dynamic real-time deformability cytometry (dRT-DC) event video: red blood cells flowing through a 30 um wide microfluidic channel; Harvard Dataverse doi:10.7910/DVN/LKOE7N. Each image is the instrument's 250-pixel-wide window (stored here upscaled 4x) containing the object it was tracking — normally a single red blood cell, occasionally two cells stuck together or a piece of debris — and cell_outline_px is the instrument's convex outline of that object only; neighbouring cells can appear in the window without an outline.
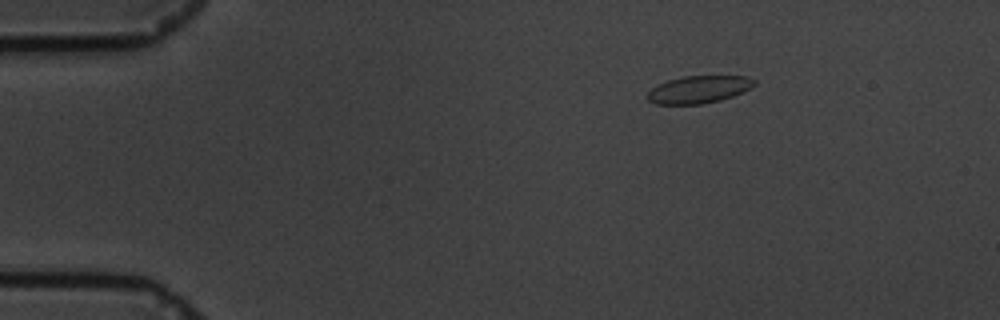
{"species": "common noctule bat (a hibernating species)", "species_latin": "Nyctalus noctula", "temperature_condition": "cold", "stored_images_in_passage": 52, "camera_frame_rate_fps": 3000, "um_per_image_px": 0.085, "animal": {"sex": "male", "body_mass_g": 19.5, "forearm_length_mm": 54.6}, "frame": {"image": 1, "passage_image": 1, "time_ms": 0.0, "image_size_px": [1000, 320], "cell_outline_px": [[756, 84], [732, 96], [720, 100], [704, 104], [656, 104], [648, 100], [648, 92], [652, 88], [668, 80], [684, 76], [748, 76], [756, 80]], "centroid_in_image_um": [59.4, 7.6], "position_along_channel_um": 25.6, "area_um2": 16.88}}
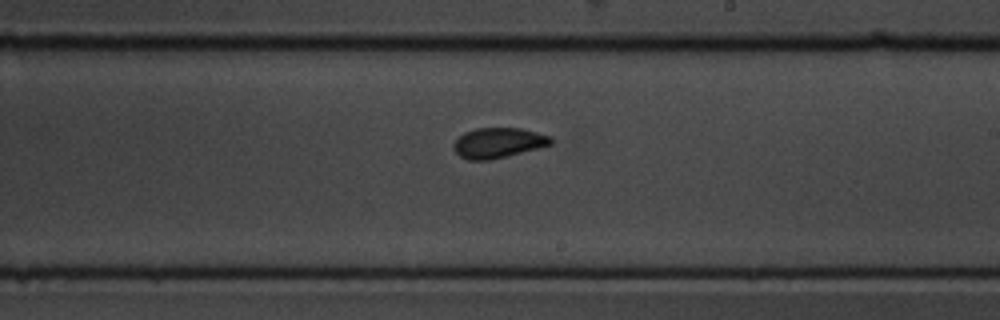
{"frame": {"image": 2, "passage_image": 27, "time_ms": 8.667, "image_size_px": [1000, 320], "cell_outline_px": [[552, 144], [492, 160], [468, 160], [460, 156], [452, 148], [452, 144], [464, 132], [476, 128], [520, 128], [552, 136]], "centroid_in_image_um": [42.33, 12.14], "position_along_channel_um": 246.7, "area_um2": 17.11}}
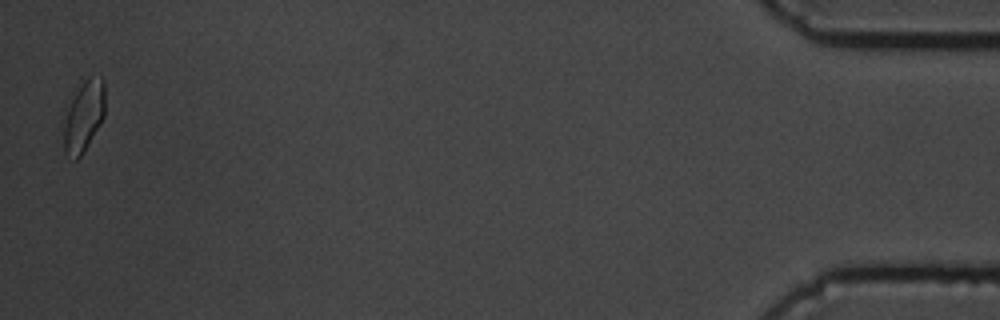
{"frame": {"image": 3, "passage_image": 51, "time_ms": 16.667, "image_size_px": [1000, 320], "cell_outline_px": [[104, 116], [100, 124], [80, 156], [76, 160], [64, 152], [64, 124], [72, 100], [76, 92], [84, 80], [88, 76], [104, 76]], "centroid_in_image_um": [7.15, 9.84], "position_along_channel_um": 428.0, "area_um2": 16.53}, "authors_computed_cell_mechanics": {"area_um2": 17.0799, "velocity_mm_per_s": 3.3568, "shape_relaxation_time_tau1_ms": 2.2112, "shape_relaxation_time_tau2_ms": 1.182, "deformation_change_tau1": 0.0866, "deformation_change_tau2": 0.0533}}